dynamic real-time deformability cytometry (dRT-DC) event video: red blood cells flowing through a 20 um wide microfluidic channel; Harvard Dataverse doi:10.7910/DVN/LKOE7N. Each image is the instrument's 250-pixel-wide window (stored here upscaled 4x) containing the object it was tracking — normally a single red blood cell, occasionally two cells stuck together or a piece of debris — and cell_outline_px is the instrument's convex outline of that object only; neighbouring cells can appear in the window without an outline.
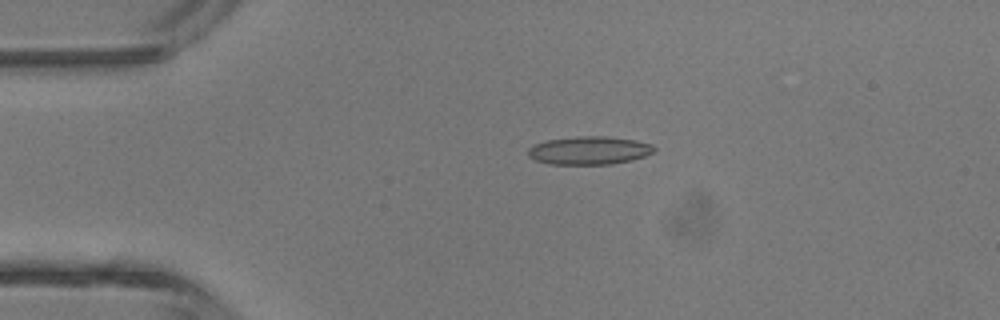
{"species": "common noctule bat (a hibernating species)", "species_latin": "Nyctalus noctula", "temperature_condition": "room temperature", "stored_images_in_passage": 4, "camera_frame_rate_fps": 3000, "um_per_image_px": 0.085, "animal": {"sex": "male", "body_mass_g": 13.3}, "frame": {"image": 1, "passage_image": 3, "time_ms": 2.333, "image_size_px": [1000, 320], "cell_outline_px": [[656, 152], [632, 160], [612, 164], [548, 164], [536, 160], [528, 156], [528, 148], [536, 144], [548, 140], [580, 136], [608, 136], [636, 140], [652, 144], [656, 148]], "centroid_in_image_um": [50.13, 12.79], "position_along_channel_um": 34.9, "area_um2": 20.75}}